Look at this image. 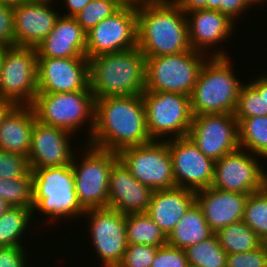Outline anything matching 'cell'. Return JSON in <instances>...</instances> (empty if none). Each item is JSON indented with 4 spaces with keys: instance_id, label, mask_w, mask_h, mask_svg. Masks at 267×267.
Segmentation results:
<instances>
[{
    "instance_id": "cell-1",
    "label": "cell",
    "mask_w": 267,
    "mask_h": 267,
    "mask_svg": "<svg viewBox=\"0 0 267 267\" xmlns=\"http://www.w3.org/2000/svg\"><path fill=\"white\" fill-rule=\"evenodd\" d=\"M151 141L142 95L95 99L94 128L87 144L119 152Z\"/></svg>"
},
{
    "instance_id": "cell-2",
    "label": "cell",
    "mask_w": 267,
    "mask_h": 267,
    "mask_svg": "<svg viewBox=\"0 0 267 267\" xmlns=\"http://www.w3.org/2000/svg\"><path fill=\"white\" fill-rule=\"evenodd\" d=\"M137 47L146 58L191 50L186 14L171 0L137 1Z\"/></svg>"
},
{
    "instance_id": "cell-3",
    "label": "cell",
    "mask_w": 267,
    "mask_h": 267,
    "mask_svg": "<svg viewBox=\"0 0 267 267\" xmlns=\"http://www.w3.org/2000/svg\"><path fill=\"white\" fill-rule=\"evenodd\" d=\"M89 60V86L94 98L142 95L146 57L138 47Z\"/></svg>"
},
{
    "instance_id": "cell-4",
    "label": "cell",
    "mask_w": 267,
    "mask_h": 267,
    "mask_svg": "<svg viewBox=\"0 0 267 267\" xmlns=\"http://www.w3.org/2000/svg\"><path fill=\"white\" fill-rule=\"evenodd\" d=\"M31 173L33 216L43 213L47 216L45 222L55 226L60 218L77 221L84 215L86 210L78 201L71 165L38 168Z\"/></svg>"
},
{
    "instance_id": "cell-5",
    "label": "cell",
    "mask_w": 267,
    "mask_h": 267,
    "mask_svg": "<svg viewBox=\"0 0 267 267\" xmlns=\"http://www.w3.org/2000/svg\"><path fill=\"white\" fill-rule=\"evenodd\" d=\"M230 58L209 57L202 65L190 95L193 116L234 114L244 83L236 77Z\"/></svg>"
},
{
    "instance_id": "cell-6",
    "label": "cell",
    "mask_w": 267,
    "mask_h": 267,
    "mask_svg": "<svg viewBox=\"0 0 267 267\" xmlns=\"http://www.w3.org/2000/svg\"><path fill=\"white\" fill-rule=\"evenodd\" d=\"M32 108L41 123L65 129L74 135L89 122L88 136L83 142L88 143L95 113V98L90 86L68 93H37Z\"/></svg>"
},
{
    "instance_id": "cell-7",
    "label": "cell",
    "mask_w": 267,
    "mask_h": 267,
    "mask_svg": "<svg viewBox=\"0 0 267 267\" xmlns=\"http://www.w3.org/2000/svg\"><path fill=\"white\" fill-rule=\"evenodd\" d=\"M210 56L197 50L146 58L145 91L190 96L202 65Z\"/></svg>"
},
{
    "instance_id": "cell-8",
    "label": "cell",
    "mask_w": 267,
    "mask_h": 267,
    "mask_svg": "<svg viewBox=\"0 0 267 267\" xmlns=\"http://www.w3.org/2000/svg\"><path fill=\"white\" fill-rule=\"evenodd\" d=\"M85 145L82 158L74 155L71 163L78 201L85 210L108 207L109 174L119 160L118 152Z\"/></svg>"
},
{
    "instance_id": "cell-9",
    "label": "cell",
    "mask_w": 267,
    "mask_h": 267,
    "mask_svg": "<svg viewBox=\"0 0 267 267\" xmlns=\"http://www.w3.org/2000/svg\"><path fill=\"white\" fill-rule=\"evenodd\" d=\"M146 124L152 140L187 137L192 123L190 96L144 91Z\"/></svg>"
},
{
    "instance_id": "cell-10",
    "label": "cell",
    "mask_w": 267,
    "mask_h": 267,
    "mask_svg": "<svg viewBox=\"0 0 267 267\" xmlns=\"http://www.w3.org/2000/svg\"><path fill=\"white\" fill-rule=\"evenodd\" d=\"M118 158L133 177L153 191L176 187L168 140L123 148Z\"/></svg>"
},
{
    "instance_id": "cell-11",
    "label": "cell",
    "mask_w": 267,
    "mask_h": 267,
    "mask_svg": "<svg viewBox=\"0 0 267 267\" xmlns=\"http://www.w3.org/2000/svg\"><path fill=\"white\" fill-rule=\"evenodd\" d=\"M37 70L36 48L7 47L0 72V97L16 105H32L38 93Z\"/></svg>"
},
{
    "instance_id": "cell-12",
    "label": "cell",
    "mask_w": 267,
    "mask_h": 267,
    "mask_svg": "<svg viewBox=\"0 0 267 267\" xmlns=\"http://www.w3.org/2000/svg\"><path fill=\"white\" fill-rule=\"evenodd\" d=\"M137 47V1H127L86 34L88 59Z\"/></svg>"
},
{
    "instance_id": "cell-13",
    "label": "cell",
    "mask_w": 267,
    "mask_h": 267,
    "mask_svg": "<svg viewBox=\"0 0 267 267\" xmlns=\"http://www.w3.org/2000/svg\"><path fill=\"white\" fill-rule=\"evenodd\" d=\"M84 214L93 249L101 262L99 264L102 267H118L128 245L125 214L109 207L87 209Z\"/></svg>"
},
{
    "instance_id": "cell-14",
    "label": "cell",
    "mask_w": 267,
    "mask_h": 267,
    "mask_svg": "<svg viewBox=\"0 0 267 267\" xmlns=\"http://www.w3.org/2000/svg\"><path fill=\"white\" fill-rule=\"evenodd\" d=\"M260 159L263 160L241 148L224 155L214 162L212 187L244 194L262 190L267 185V170Z\"/></svg>"
},
{
    "instance_id": "cell-15",
    "label": "cell",
    "mask_w": 267,
    "mask_h": 267,
    "mask_svg": "<svg viewBox=\"0 0 267 267\" xmlns=\"http://www.w3.org/2000/svg\"><path fill=\"white\" fill-rule=\"evenodd\" d=\"M188 137L213 161L240 148L238 121L234 114L193 116Z\"/></svg>"
},
{
    "instance_id": "cell-16",
    "label": "cell",
    "mask_w": 267,
    "mask_h": 267,
    "mask_svg": "<svg viewBox=\"0 0 267 267\" xmlns=\"http://www.w3.org/2000/svg\"><path fill=\"white\" fill-rule=\"evenodd\" d=\"M176 187L197 192L211 187L214 162L187 136L168 140Z\"/></svg>"
},
{
    "instance_id": "cell-17",
    "label": "cell",
    "mask_w": 267,
    "mask_h": 267,
    "mask_svg": "<svg viewBox=\"0 0 267 267\" xmlns=\"http://www.w3.org/2000/svg\"><path fill=\"white\" fill-rule=\"evenodd\" d=\"M38 93H68L89 86L87 57L37 58Z\"/></svg>"
},
{
    "instance_id": "cell-18",
    "label": "cell",
    "mask_w": 267,
    "mask_h": 267,
    "mask_svg": "<svg viewBox=\"0 0 267 267\" xmlns=\"http://www.w3.org/2000/svg\"><path fill=\"white\" fill-rule=\"evenodd\" d=\"M186 19L189 43L193 50L203 52L210 57H229L225 49H221L219 44L228 42L238 21L233 22L221 12L208 9L189 12L186 14ZM213 45L214 52L211 51ZM216 46H219L220 49L218 47L215 50ZM209 50L212 54L208 52Z\"/></svg>"
},
{
    "instance_id": "cell-19",
    "label": "cell",
    "mask_w": 267,
    "mask_h": 267,
    "mask_svg": "<svg viewBox=\"0 0 267 267\" xmlns=\"http://www.w3.org/2000/svg\"><path fill=\"white\" fill-rule=\"evenodd\" d=\"M74 134L35 120L28 162L30 170L71 165L75 152L71 144ZM71 141V142H70Z\"/></svg>"
},
{
    "instance_id": "cell-20",
    "label": "cell",
    "mask_w": 267,
    "mask_h": 267,
    "mask_svg": "<svg viewBox=\"0 0 267 267\" xmlns=\"http://www.w3.org/2000/svg\"><path fill=\"white\" fill-rule=\"evenodd\" d=\"M53 4L26 1L13 7L15 46L36 48L48 36L61 14Z\"/></svg>"
},
{
    "instance_id": "cell-21",
    "label": "cell",
    "mask_w": 267,
    "mask_h": 267,
    "mask_svg": "<svg viewBox=\"0 0 267 267\" xmlns=\"http://www.w3.org/2000/svg\"><path fill=\"white\" fill-rule=\"evenodd\" d=\"M153 190L132 176L118 160L109 174L108 207L122 214L145 213L151 202Z\"/></svg>"
},
{
    "instance_id": "cell-22",
    "label": "cell",
    "mask_w": 267,
    "mask_h": 267,
    "mask_svg": "<svg viewBox=\"0 0 267 267\" xmlns=\"http://www.w3.org/2000/svg\"><path fill=\"white\" fill-rule=\"evenodd\" d=\"M249 195L218 190L211 186L196 192V203L201 208L207 224L216 233L243 219Z\"/></svg>"
},
{
    "instance_id": "cell-23",
    "label": "cell",
    "mask_w": 267,
    "mask_h": 267,
    "mask_svg": "<svg viewBox=\"0 0 267 267\" xmlns=\"http://www.w3.org/2000/svg\"><path fill=\"white\" fill-rule=\"evenodd\" d=\"M86 34L75 17L60 15L54 28L36 47L37 58L87 57Z\"/></svg>"
},
{
    "instance_id": "cell-24",
    "label": "cell",
    "mask_w": 267,
    "mask_h": 267,
    "mask_svg": "<svg viewBox=\"0 0 267 267\" xmlns=\"http://www.w3.org/2000/svg\"><path fill=\"white\" fill-rule=\"evenodd\" d=\"M196 202V192L175 187L167 190H156L146 213L160 227L166 236Z\"/></svg>"
},
{
    "instance_id": "cell-25",
    "label": "cell",
    "mask_w": 267,
    "mask_h": 267,
    "mask_svg": "<svg viewBox=\"0 0 267 267\" xmlns=\"http://www.w3.org/2000/svg\"><path fill=\"white\" fill-rule=\"evenodd\" d=\"M36 119L32 105H16L0 124V149L28 157Z\"/></svg>"
},
{
    "instance_id": "cell-26",
    "label": "cell",
    "mask_w": 267,
    "mask_h": 267,
    "mask_svg": "<svg viewBox=\"0 0 267 267\" xmlns=\"http://www.w3.org/2000/svg\"><path fill=\"white\" fill-rule=\"evenodd\" d=\"M213 234L201 208L195 202L167 236V243L184 250L208 239Z\"/></svg>"
},
{
    "instance_id": "cell-27",
    "label": "cell",
    "mask_w": 267,
    "mask_h": 267,
    "mask_svg": "<svg viewBox=\"0 0 267 267\" xmlns=\"http://www.w3.org/2000/svg\"><path fill=\"white\" fill-rule=\"evenodd\" d=\"M33 208L10 207L0 216V247L25 246L23 238L32 225ZM29 229V230H28Z\"/></svg>"
},
{
    "instance_id": "cell-28",
    "label": "cell",
    "mask_w": 267,
    "mask_h": 267,
    "mask_svg": "<svg viewBox=\"0 0 267 267\" xmlns=\"http://www.w3.org/2000/svg\"><path fill=\"white\" fill-rule=\"evenodd\" d=\"M128 244H145L161 247L167 243V236L148 213L125 215Z\"/></svg>"
},
{
    "instance_id": "cell-29",
    "label": "cell",
    "mask_w": 267,
    "mask_h": 267,
    "mask_svg": "<svg viewBox=\"0 0 267 267\" xmlns=\"http://www.w3.org/2000/svg\"><path fill=\"white\" fill-rule=\"evenodd\" d=\"M244 83L239 92L234 116L236 119H247L255 116H266L265 74L255 80Z\"/></svg>"
},
{
    "instance_id": "cell-30",
    "label": "cell",
    "mask_w": 267,
    "mask_h": 267,
    "mask_svg": "<svg viewBox=\"0 0 267 267\" xmlns=\"http://www.w3.org/2000/svg\"><path fill=\"white\" fill-rule=\"evenodd\" d=\"M215 234L227 254L249 252L257 249L263 243L242 220L218 230Z\"/></svg>"
},
{
    "instance_id": "cell-31",
    "label": "cell",
    "mask_w": 267,
    "mask_h": 267,
    "mask_svg": "<svg viewBox=\"0 0 267 267\" xmlns=\"http://www.w3.org/2000/svg\"><path fill=\"white\" fill-rule=\"evenodd\" d=\"M239 147L267 159V116L237 119Z\"/></svg>"
},
{
    "instance_id": "cell-32",
    "label": "cell",
    "mask_w": 267,
    "mask_h": 267,
    "mask_svg": "<svg viewBox=\"0 0 267 267\" xmlns=\"http://www.w3.org/2000/svg\"><path fill=\"white\" fill-rule=\"evenodd\" d=\"M184 250L190 267H226L227 253L219 244L215 233Z\"/></svg>"
},
{
    "instance_id": "cell-33",
    "label": "cell",
    "mask_w": 267,
    "mask_h": 267,
    "mask_svg": "<svg viewBox=\"0 0 267 267\" xmlns=\"http://www.w3.org/2000/svg\"><path fill=\"white\" fill-rule=\"evenodd\" d=\"M242 221L267 243V185L248 196Z\"/></svg>"
},
{
    "instance_id": "cell-34",
    "label": "cell",
    "mask_w": 267,
    "mask_h": 267,
    "mask_svg": "<svg viewBox=\"0 0 267 267\" xmlns=\"http://www.w3.org/2000/svg\"><path fill=\"white\" fill-rule=\"evenodd\" d=\"M0 198L12 207L33 208L31 171L24 177L0 178Z\"/></svg>"
},
{
    "instance_id": "cell-35",
    "label": "cell",
    "mask_w": 267,
    "mask_h": 267,
    "mask_svg": "<svg viewBox=\"0 0 267 267\" xmlns=\"http://www.w3.org/2000/svg\"><path fill=\"white\" fill-rule=\"evenodd\" d=\"M127 1L126 0H91L74 17L80 26L88 32L99 22L112 16Z\"/></svg>"
},
{
    "instance_id": "cell-36",
    "label": "cell",
    "mask_w": 267,
    "mask_h": 267,
    "mask_svg": "<svg viewBox=\"0 0 267 267\" xmlns=\"http://www.w3.org/2000/svg\"><path fill=\"white\" fill-rule=\"evenodd\" d=\"M28 157L0 149V178L24 177L30 172Z\"/></svg>"
},
{
    "instance_id": "cell-37",
    "label": "cell",
    "mask_w": 267,
    "mask_h": 267,
    "mask_svg": "<svg viewBox=\"0 0 267 267\" xmlns=\"http://www.w3.org/2000/svg\"><path fill=\"white\" fill-rule=\"evenodd\" d=\"M158 248L145 244H128L118 267H151Z\"/></svg>"
},
{
    "instance_id": "cell-38",
    "label": "cell",
    "mask_w": 267,
    "mask_h": 267,
    "mask_svg": "<svg viewBox=\"0 0 267 267\" xmlns=\"http://www.w3.org/2000/svg\"><path fill=\"white\" fill-rule=\"evenodd\" d=\"M226 267H267V243L249 252L227 254Z\"/></svg>"
},
{
    "instance_id": "cell-39",
    "label": "cell",
    "mask_w": 267,
    "mask_h": 267,
    "mask_svg": "<svg viewBox=\"0 0 267 267\" xmlns=\"http://www.w3.org/2000/svg\"><path fill=\"white\" fill-rule=\"evenodd\" d=\"M151 267H190L185 250L168 243L158 248Z\"/></svg>"
},
{
    "instance_id": "cell-40",
    "label": "cell",
    "mask_w": 267,
    "mask_h": 267,
    "mask_svg": "<svg viewBox=\"0 0 267 267\" xmlns=\"http://www.w3.org/2000/svg\"><path fill=\"white\" fill-rule=\"evenodd\" d=\"M24 247H0V267H28V253Z\"/></svg>"
},
{
    "instance_id": "cell-41",
    "label": "cell",
    "mask_w": 267,
    "mask_h": 267,
    "mask_svg": "<svg viewBox=\"0 0 267 267\" xmlns=\"http://www.w3.org/2000/svg\"><path fill=\"white\" fill-rule=\"evenodd\" d=\"M0 45L15 46L13 7L0 5Z\"/></svg>"
},
{
    "instance_id": "cell-42",
    "label": "cell",
    "mask_w": 267,
    "mask_h": 267,
    "mask_svg": "<svg viewBox=\"0 0 267 267\" xmlns=\"http://www.w3.org/2000/svg\"><path fill=\"white\" fill-rule=\"evenodd\" d=\"M251 6L247 0H223V4H220V12L234 22L238 20V16L242 17L246 14Z\"/></svg>"
},
{
    "instance_id": "cell-43",
    "label": "cell",
    "mask_w": 267,
    "mask_h": 267,
    "mask_svg": "<svg viewBox=\"0 0 267 267\" xmlns=\"http://www.w3.org/2000/svg\"><path fill=\"white\" fill-rule=\"evenodd\" d=\"M185 14L195 11L207 9L206 0H171Z\"/></svg>"
},
{
    "instance_id": "cell-44",
    "label": "cell",
    "mask_w": 267,
    "mask_h": 267,
    "mask_svg": "<svg viewBox=\"0 0 267 267\" xmlns=\"http://www.w3.org/2000/svg\"><path fill=\"white\" fill-rule=\"evenodd\" d=\"M61 5H64L65 11L68 13H62L64 16H71L74 17L76 14H78L91 0H62Z\"/></svg>"
},
{
    "instance_id": "cell-45",
    "label": "cell",
    "mask_w": 267,
    "mask_h": 267,
    "mask_svg": "<svg viewBox=\"0 0 267 267\" xmlns=\"http://www.w3.org/2000/svg\"><path fill=\"white\" fill-rule=\"evenodd\" d=\"M15 106L13 101L0 97V124Z\"/></svg>"
},
{
    "instance_id": "cell-46",
    "label": "cell",
    "mask_w": 267,
    "mask_h": 267,
    "mask_svg": "<svg viewBox=\"0 0 267 267\" xmlns=\"http://www.w3.org/2000/svg\"><path fill=\"white\" fill-rule=\"evenodd\" d=\"M208 10H216L220 12V4H223V0H206Z\"/></svg>"
},
{
    "instance_id": "cell-47",
    "label": "cell",
    "mask_w": 267,
    "mask_h": 267,
    "mask_svg": "<svg viewBox=\"0 0 267 267\" xmlns=\"http://www.w3.org/2000/svg\"><path fill=\"white\" fill-rule=\"evenodd\" d=\"M27 0H0V5H7L10 7H14L20 3L26 2Z\"/></svg>"
},
{
    "instance_id": "cell-48",
    "label": "cell",
    "mask_w": 267,
    "mask_h": 267,
    "mask_svg": "<svg viewBox=\"0 0 267 267\" xmlns=\"http://www.w3.org/2000/svg\"><path fill=\"white\" fill-rule=\"evenodd\" d=\"M10 206L4 199L0 198V216H2L4 213H6Z\"/></svg>"
},
{
    "instance_id": "cell-49",
    "label": "cell",
    "mask_w": 267,
    "mask_h": 267,
    "mask_svg": "<svg viewBox=\"0 0 267 267\" xmlns=\"http://www.w3.org/2000/svg\"><path fill=\"white\" fill-rule=\"evenodd\" d=\"M252 6H258L261 5L260 7H262V5L267 3V0H247ZM266 2V3H265Z\"/></svg>"
},
{
    "instance_id": "cell-50",
    "label": "cell",
    "mask_w": 267,
    "mask_h": 267,
    "mask_svg": "<svg viewBox=\"0 0 267 267\" xmlns=\"http://www.w3.org/2000/svg\"><path fill=\"white\" fill-rule=\"evenodd\" d=\"M6 49H7L6 46L0 45V72H1V68H2L3 56H4Z\"/></svg>"
},
{
    "instance_id": "cell-51",
    "label": "cell",
    "mask_w": 267,
    "mask_h": 267,
    "mask_svg": "<svg viewBox=\"0 0 267 267\" xmlns=\"http://www.w3.org/2000/svg\"><path fill=\"white\" fill-rule=\"evenodd\" d=\"M265 102H266V116H267V73L265 74Z\"/></svg>"
},
{
    "instance_id": "cell-52",
    "label": "cell",
    "mask_w": 267,
    "mask_h": 267,
    "mask_svg": "<svg viewBox=\"0 0 267 267\" xmlns=\"http://www.w3.org/2000/svg\"><path fill=\"white\" fill-rule=\"evenodd\" d=\"M27 1H52V2L54 1L55 2L56 0H27Z\"/></svg>"
},
{
    "instance_id": "cell-53",
    "label": "cell",
    "mask_w": 267,
    "mask_h": 267,
    "mask_svg": "<svg viewBox=\"0 0 267 267\" xmlns=\"http://www.w3.org/2000/svg\"><path fill=\"white\" fill-rule=\"evenodd\" d=\"M126 1H135L136 2V1H141V0H126Z\"/></svg>"
}]
</instances>
